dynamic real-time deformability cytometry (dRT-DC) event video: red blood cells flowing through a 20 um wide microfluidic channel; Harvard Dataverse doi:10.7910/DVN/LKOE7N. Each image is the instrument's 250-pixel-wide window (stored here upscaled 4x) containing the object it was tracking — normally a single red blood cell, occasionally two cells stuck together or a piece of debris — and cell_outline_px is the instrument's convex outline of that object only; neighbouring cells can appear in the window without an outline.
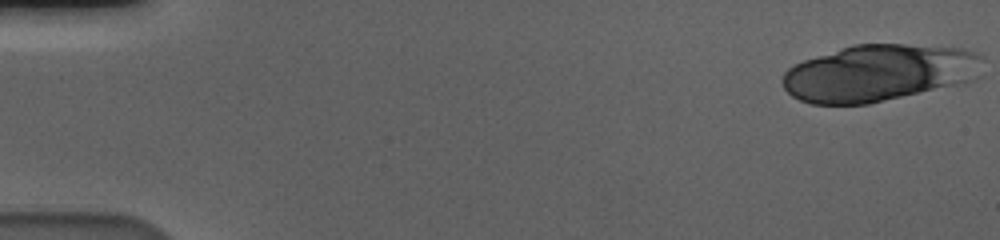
{"species": "human", "species_latin": "Homo sapiens", "temperature_condition": "cold", "stored_images_in_passage": 20, "camera_frame_rate_fps": 3000, "um_per_image_px": 0.085, "donor": {"sex": "male"}, "frame": {"image": 1, "passage_image": 1, "time_ms": 0.0, "image_size_px": [1000, 240], "cell_outline_px": [[984, 76], [976, 80], [964, 84], [868, 104], [812, 104], [800, 100], [792, 96], [784, 88], [780, 80], [784, 72], [788, 68], [804, 60], [852, 44], [904, 44], [964, 48], [976, 52], [984, 56]], "centroid_in_image_um": [74.82, 6.2], "position_along_channel_um": 10.2, "area_um2": 67.57}}